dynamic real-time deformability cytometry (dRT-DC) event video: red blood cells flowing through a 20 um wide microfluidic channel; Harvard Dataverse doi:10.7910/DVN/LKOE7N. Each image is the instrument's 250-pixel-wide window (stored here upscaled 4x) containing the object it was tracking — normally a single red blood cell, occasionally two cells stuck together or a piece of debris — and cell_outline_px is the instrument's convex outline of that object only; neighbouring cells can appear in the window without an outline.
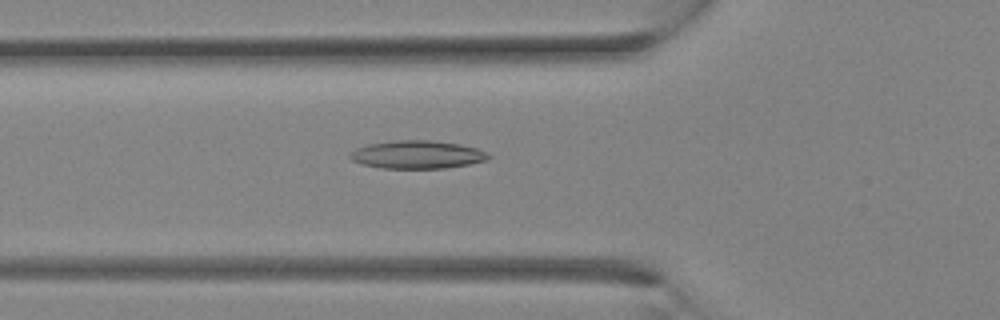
{"species": "Egyptian fruit bat (a non-hibernating species)", "species_latin": "Rousettus aegyptiacus", "temperature_condition": "room temperature", "stored_images_in_passage": 21, "camera_frame_rate_fps": 3000, "um_per_image_px": 0.085, "animal": {"sex": "female"}, "frame": {"image": 1, "passage_image": 11, "time_ms": 3.333, "image_size_px": [1000, 320], "cell_outline_px": [[492, 156], [488, 160], [468, 164], [444, 168], [380, 168], [360, 164], [352, 160], [348, 156], [348, 152], [356, 148], [368, 144], [396, 140], [432, 140], [460, 144], [476, 148]], "centroid_in_image_um": [35.41, 13.14], "position_along_channel_um": 90.4, "area_um2": 22.72}}
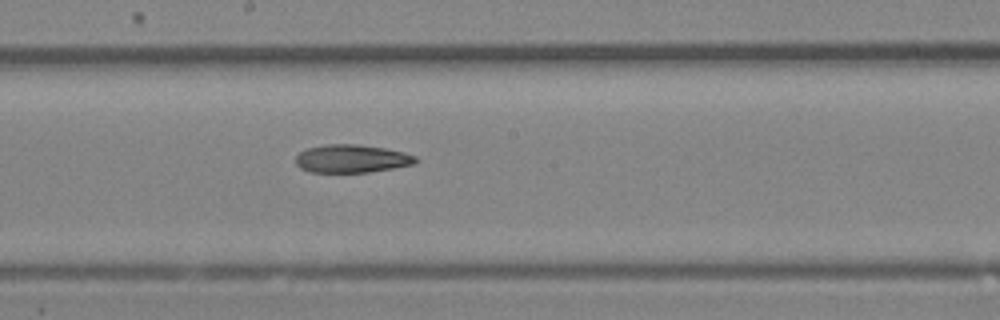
{"frame": {"image": 2, "passage_image": 17, "time_ms": 5.333, "image_size_px": [1000, 320], "cell_outline_px": [[420, 160], [412, 164], [392, 168], [368, 172], [308, 172], [300, 168], [296, 164], [296, 156], [300, 152], [308, 148], [324, 144], [356, 144], [384, 148], [404, 152], [416, 156]], "centroid_in_image_um": [29.88, 13.48], "position_along_channel_um": 218.3, "area_um2": 19.59}}
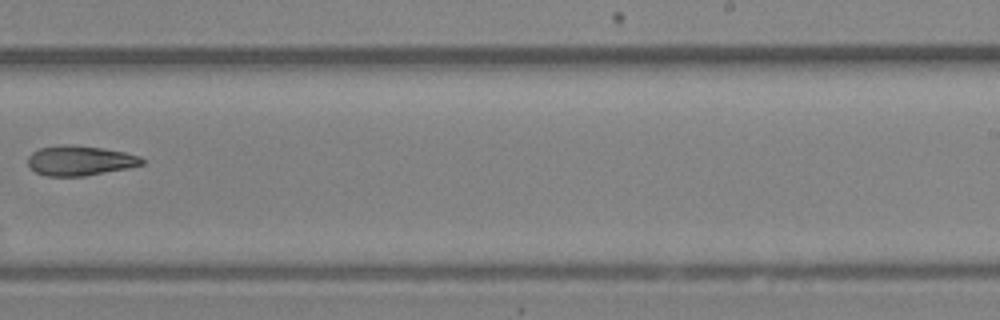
{"frame": {"image": 3, "passage_image": 20, "time_ms": 6.333, "image_size_px": [1000, 320], "cell_outline_px": [[144, 164], [128, 168], [84, 176], [44, 176], [28, 168], [28, 156], [32, 152], [40, 148], [64, 144], [72, 144], [104, 148], [124, 152], [140, 156], [144, 160]], "centroid_in_image_um": [6.77, 13.65], "position_along_channel_um": 282.2, "area_um2": 20.06}}